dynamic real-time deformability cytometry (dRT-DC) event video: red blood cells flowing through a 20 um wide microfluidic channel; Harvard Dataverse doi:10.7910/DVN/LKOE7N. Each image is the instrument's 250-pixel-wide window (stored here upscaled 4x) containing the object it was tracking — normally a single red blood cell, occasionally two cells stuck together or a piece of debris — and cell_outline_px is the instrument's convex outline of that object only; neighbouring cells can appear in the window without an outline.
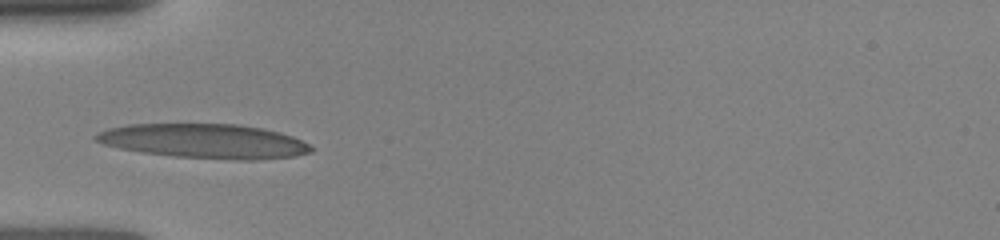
{"species": "human", "species_latin": "Homo sapiens", "temperature_condition": "room temperature", "stored_images_in_passage": 37, "camera_frame_rate_fps": 3000, "um_per_image_px": 0.085, "donor": {"sex": "female"}, "frame": {"image": 1, "passage_image": 1, "time_ms": 0.0, "image_size_px": [1000, 240], "cell_outline_px": [[312, 152], [296, 156], [256, 160], [236, 160], [172, 156], [144, 152], [120, 148], [104, 144], [96, 140], [92, 136], [96, 132], [108, 128], [128, 124], [236, 124], [264, 128], [280, 132], [292, 136], [308, 144], [312, 148]], "centroid_in_image_um": [17.37, 11.99], "position_along_channel_um": 67.6, "area_um2": 43.23}}
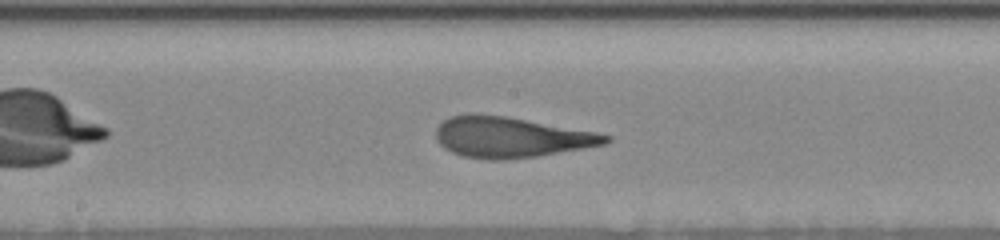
{"frame": {"image": 2, "passage_image": 10, "time_ms": 3.333, "image_size_px": [1000, 240], "cell_outline_px": [[612, 140], [604, 144], [584, 148], [536, 156], [504, 160], [492, 160], [464, 156], [452, 152], [444, 148], [436, 140], [436, 128], [444, 120], [452, 116], [464, 112], [480, 112], [508, 116], [596, 132], [612, 136]], "centroid_in_image_um": [43.39, 11.63], "position_along_channel_um": 204.8, "area_um2": 40.52}}
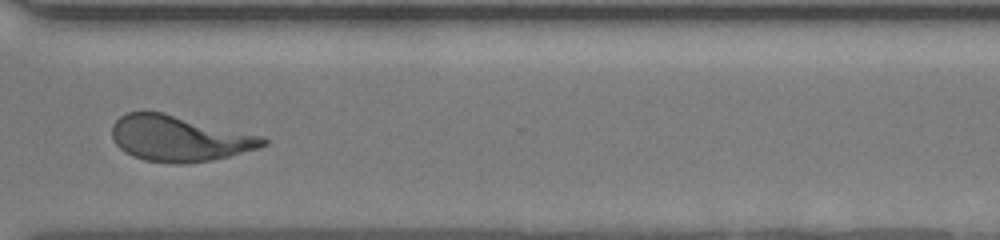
{"frame": {"image": 3, "passage_image": 29, "time_ms": 7.0, "image_size_px": [1000, 240], "cell_outline_px": [[268, 144], [256, 148], [228, 156], [212, 160], [184, 164], [172, 164], [144, 160], [132, 156], [124, 152], [116, 144], [112, 136], [112, 124], [120, 116], [128, 112], [164, 112], [264, 136], [268, 140]], "centroid_in_image_um": [15.22, 11.77], "position_along_channel_um": 355.4, "area_um2": 40.4}}